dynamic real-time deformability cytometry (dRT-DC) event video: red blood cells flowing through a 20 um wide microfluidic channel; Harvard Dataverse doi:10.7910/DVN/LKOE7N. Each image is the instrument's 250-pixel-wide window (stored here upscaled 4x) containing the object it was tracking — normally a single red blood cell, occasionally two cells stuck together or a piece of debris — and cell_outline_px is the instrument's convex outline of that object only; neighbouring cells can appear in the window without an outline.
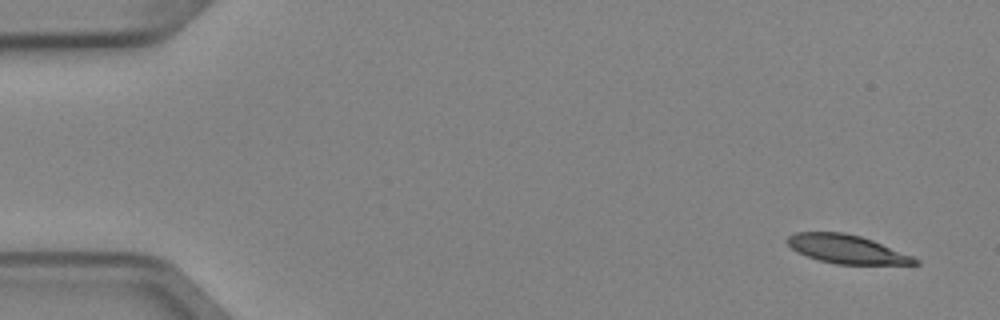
{"species": "Egyptian fruit bat (a non-hibernating species)", "species_latin": "Rousettus aegyptiacus", "temperature_condition": "cold", "stored_images_in_passage": 6, "camera_frame_rate_fps": 3000, "um_per_image_px": 0.085, "animal": {"sex": "female"}, "frame": {"image": 1, "passage_image": 1, "time_ms": 0.0, "image_size_px": [1000, 320], "cell_outline_px": [[920, 264], [836, 264], [820, 260], [796, 252], [788, 244], [788, 236], [796, 232], [844, 232], [860, 236], [872, 240], [912, 256], [920, 260]], "centroid_in_image_um": [71.97, 21.17], "position_along_channel_um": 13.0, "area_um2": 20.98}}
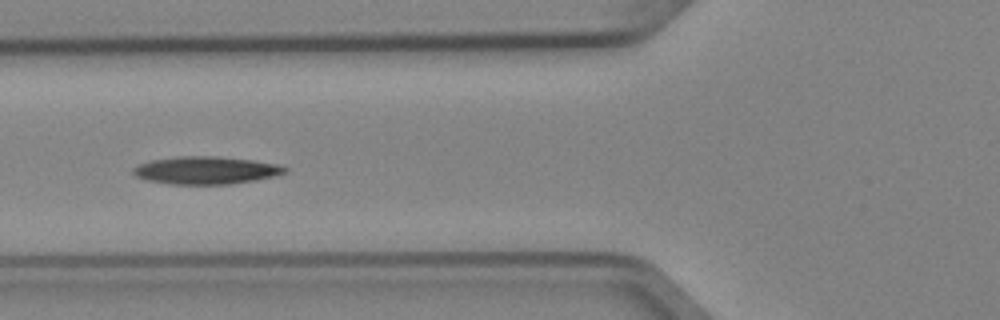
{"frame": {"image": 2, "passage_image": 6, "time_ms": 1.667, "image_size_px": [1000, 320], "cell_outline_px": [[288, 168], [284, 172], [272, 176], [232, 184], [168, 184], [148, 180], [136, 176], [132, 172], [132, 168], [136, 164], [152, 160], [176, 156], [216, 156], [252, 160], [276, 164]], "centroid_in_image_um": [17.42, 14.47], "position_along_channel_um": 108.4, "area_um2": 24.28}}